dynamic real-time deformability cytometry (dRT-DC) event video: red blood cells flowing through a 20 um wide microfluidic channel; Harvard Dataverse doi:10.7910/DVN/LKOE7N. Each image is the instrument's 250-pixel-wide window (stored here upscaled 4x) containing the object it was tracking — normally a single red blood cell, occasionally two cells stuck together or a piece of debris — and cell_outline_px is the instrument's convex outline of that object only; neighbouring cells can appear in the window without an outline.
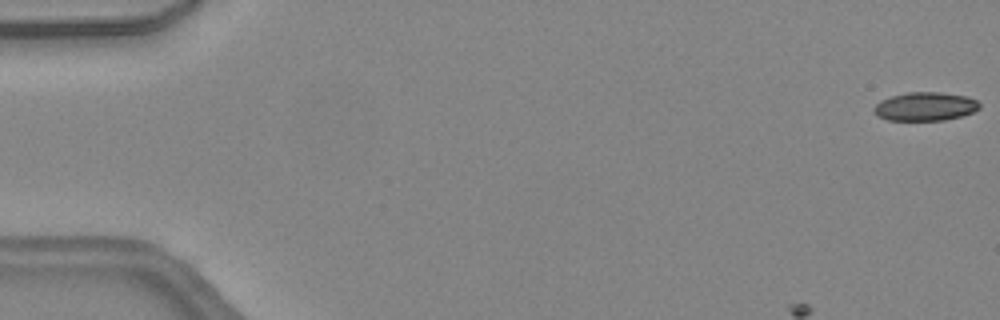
{"species": "common noctule bat (a hibernating species)", "species_latin": "Nyctalus noctula", "temperature_condition": "warm", "stored_images_in_passage": 15, "camera_frame_rate_fps": 3000, "um_per_image_px": 0.085, "animal": {"sex": "female", "body_mass_g": 24.6, "forearm_length_mm": 56.2}, "frame": {"image": 1, "passage_image": 1, "time_ms": 0.0, "image_size_px": [1000, 320], "cell_outline_px": [[980, 108], [972, 112], [960, 116], [944, 120], [888, 120], [876, 116], [872, 112], [872, 108], [880, 100], [892, 96], [908, 92], [940, 92], [968, 96], [976, 100], [980, 104]], "centroid_in_image_um": [78.61, 9.05], "position_along_channel_um": 6.4, "area_um2": 17.69}}